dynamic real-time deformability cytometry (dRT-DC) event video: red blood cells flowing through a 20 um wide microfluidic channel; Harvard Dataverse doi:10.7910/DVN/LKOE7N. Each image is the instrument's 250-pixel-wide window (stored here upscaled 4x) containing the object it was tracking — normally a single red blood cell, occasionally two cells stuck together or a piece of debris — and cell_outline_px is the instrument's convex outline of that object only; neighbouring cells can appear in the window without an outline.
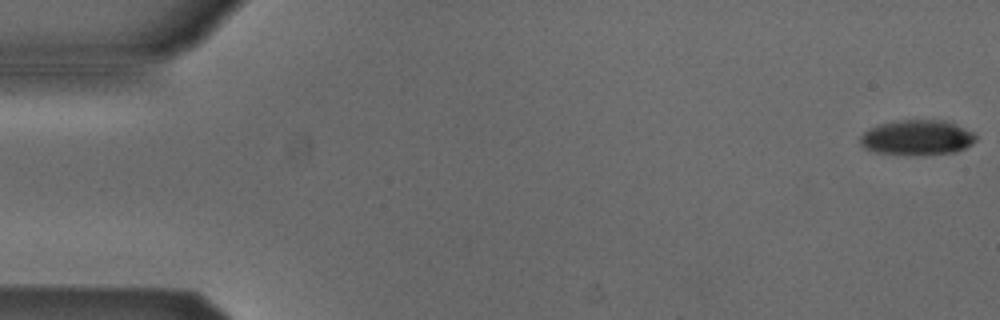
{"species": "Egyptian fruit bat (a non-hibernating species)", "species_latin": "Rousettus aegyptiacus", "temperature_condition": "cold", "stored_images_in_passage": 53, "camera_frame_rate_fps": 3000, "um_per_image_px": 0.085, "animal": {"sex": "male"}, "frame": {"image": 1, "passage_image": 1, "time_ms": 0.0, "image_size_px": [1000, 320], "cell_outline_px": [[976, 140], [972, 144], [956, 152], [908, 156], [876, 152], [864, 148], [860, 144], [860, 136], [864, 132], [880, 124], [900, 120], [944, 120], [956, 124], [972, 132], [976, 136]], "centroid_in_image_um": [77.95, 11.71], "position_along_channel_um": 7.1, "area_um2": 23.76}}
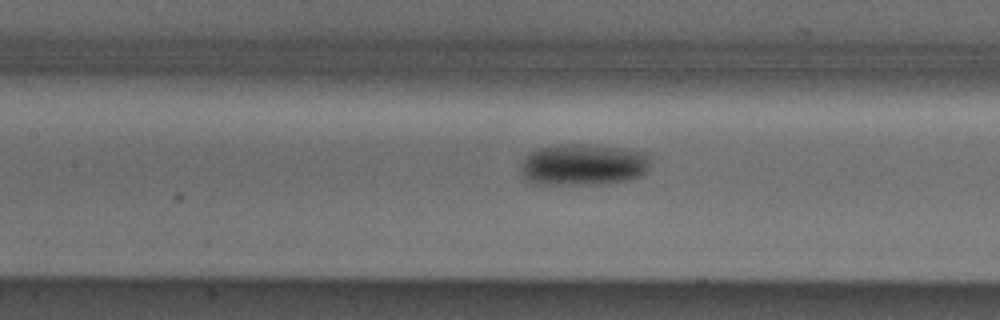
{"frame": {"image": 2, "passage_image": 24, "time_ms": 7.667, "image_size_px": [1000, 320], "cell_outline_px": [[648, 168], [640, 176], [628, 180], [600, 184], [536, 184], [528, 180], [520, 172], [520, 164], [524, 156], [540, 148], [556, 144], [584, 144], [624, 148], [648, 152]], "centroid_in_image_um": [49.55, 13.99], "position_along_channel_um": 157.8, "area_um2": 31.56}}
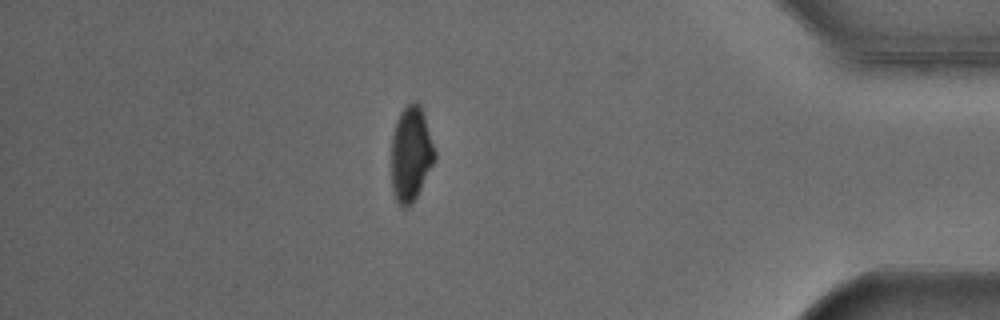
{"frame": {"image": 3, "passage_image": 46, "time_ms": 15.0, "image_size_px": [1000, 320], "cell_outline_px": [[436, 160], [412, 204], [408, 208], [404, 208], [396, 200], [392, 188], [392, 136], [396, 120], [400, 112], [412, 100], [416, 100], [420, 104], [436, 152]], "centroid_in_image_um": [34.93, 13.08], "position_along_channel_um": 400.3, "area_um2": 24.04}, "authors_computed_cell_mechanics": {"area_um2": 26.588, "velocity_mm_per_s": 3.8768, "shape_relaxation_time_tau1_ms": 2.833, "shape_relaxation_time_tau2_ms": null, "deformation_change_tau1": 0.1147, "deformation_change_tau2": null}}